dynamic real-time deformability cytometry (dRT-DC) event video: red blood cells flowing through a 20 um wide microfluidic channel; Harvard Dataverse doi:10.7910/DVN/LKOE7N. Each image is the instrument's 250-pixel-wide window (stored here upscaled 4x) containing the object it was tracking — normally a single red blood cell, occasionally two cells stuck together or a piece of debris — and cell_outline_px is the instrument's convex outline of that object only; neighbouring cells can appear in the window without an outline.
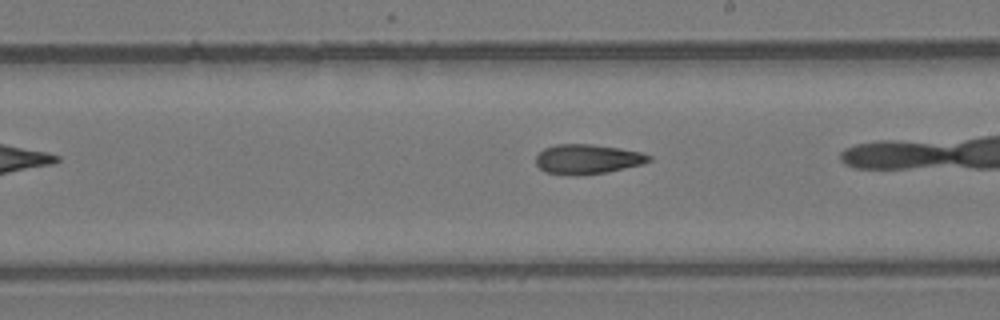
{"species": "common noctule bat (a hibernating species)", "species_latin": "Nyctalus noctula", "temperature_condition": "room temperature", "stored_images_in_passage": 25, "camera_frame_rate_fps": 3000, "um_per_image_px": 0.085, "animal": {"sex": "female", "body_mass_g": 24.6, "forearm_length_mm": 56.2}, "frame": {"image": 1, "passage_image": 15, "time_ms": 4.667, "image_size_px": [1000, 320], "cell_outline_px": [[652, 160], [640, 164], [608, 172], [576, 176], [544, 172], [536, 164], [536, 156], [544, 148], [556, 144], [592, 144], [640, 152], [652, 156]], "centroid_in_image_um": [49.9, 13.53], "position_along_channel_um": 239.1, "area_um2": 19.48}}
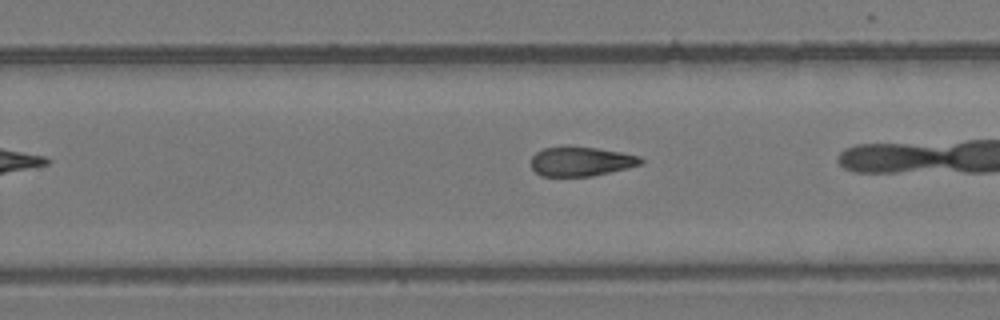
{"frame": {"image": 2, "passage_image": 18, "time_ms": 5.667, "image_size_px": [1000, 320], "cell_outline_px": [[644, 160], [640, 164], [628, 168], [592, 176], [540, 176], [532, 168], [532, 156], [536, 152], [544, 148], [568, 144], [596, 148], [620, 152], [640, 156]], "centroid_in_image_um": [49.36, 13.7], "position_along_channel_um": 280.4, "area_um2": 19.07}}